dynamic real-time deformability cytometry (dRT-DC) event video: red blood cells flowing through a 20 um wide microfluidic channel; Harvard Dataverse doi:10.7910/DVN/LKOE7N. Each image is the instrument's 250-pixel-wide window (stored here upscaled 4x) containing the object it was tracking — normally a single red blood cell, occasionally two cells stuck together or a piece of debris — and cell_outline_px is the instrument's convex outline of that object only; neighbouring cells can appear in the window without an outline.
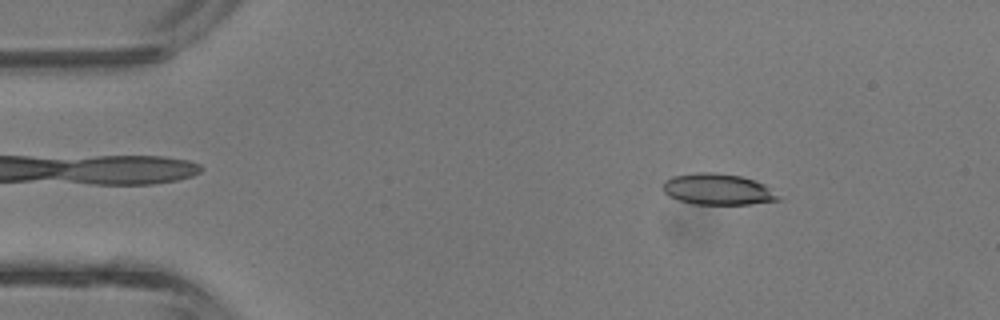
{"species": "common noctule bat (a hibernating species)", "species_latin": "Nyctalus noctula", "temperature_condition": "room temperature", "stored_images_in_passage": 27, "camera_frame_rate_fps": 3000, "um_per_image_px": 0.085, "animal": {"sex": "male", "body_mass_g": 13.3}, "frame": {"image": 1, "passage_image": 5, "time_ms": 1.333, "image_size_px": [1000, 320], "cell_outline_px": [[780, 200], [748, 204], [692, 204], [668, 196], [664, 192], [664, 180], [672, 176], [696, 172], [716, 172], [740, 176], [756, 180], [764, 184], [780, 196]], "centroid_in_image_um": [61.0, 16.08], "position_along_channel_um": 24.0, "area_um2": 20.98}}
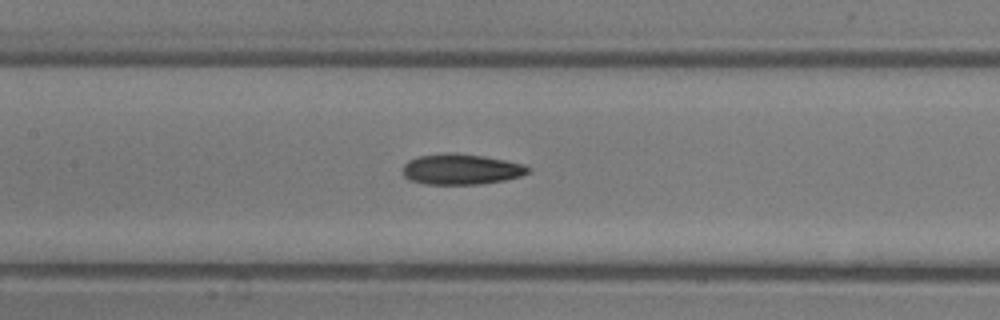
{"frame": {"image": 2, "passage_image": 18, "time_ms": 5.667, "image_size_px": [1000, 320], "cell_outline_px": [[532, 172], [520, 176], [504, 180], [480, 184], [424, 184], [412, 180], [404, 176], [404, 164], [408, 160], [416, 156], [444, 152], [456, 152], [484, 156], [524, 164], [532, 168]], "centroid_in_image_um": [39.22, 14.37], "position_along_channel_um": 168.2, "area_um2": 22.6}}
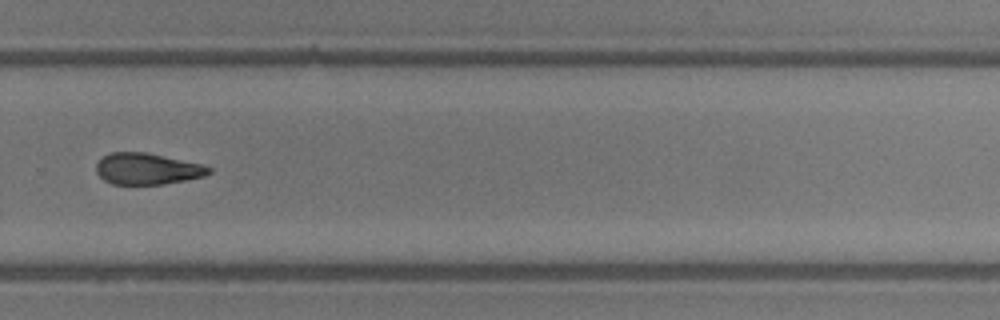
{"frame": {"image": 3, "passage_image": 27, "time_ms": 8.667, "image_size_px": [1000, 320], "cell_outline_px": [[212, 172], [204, 176], [164, 184], [112, 184], [104, 180], [96, 172], [96, 164], [104, 156], [112, 152], [144, 152], [204, 164], [212, 168]], "centroid_in_image_um": [12.53, 14.35], "position_along_channel_um": 317.3, "area_um2": 20.52}}